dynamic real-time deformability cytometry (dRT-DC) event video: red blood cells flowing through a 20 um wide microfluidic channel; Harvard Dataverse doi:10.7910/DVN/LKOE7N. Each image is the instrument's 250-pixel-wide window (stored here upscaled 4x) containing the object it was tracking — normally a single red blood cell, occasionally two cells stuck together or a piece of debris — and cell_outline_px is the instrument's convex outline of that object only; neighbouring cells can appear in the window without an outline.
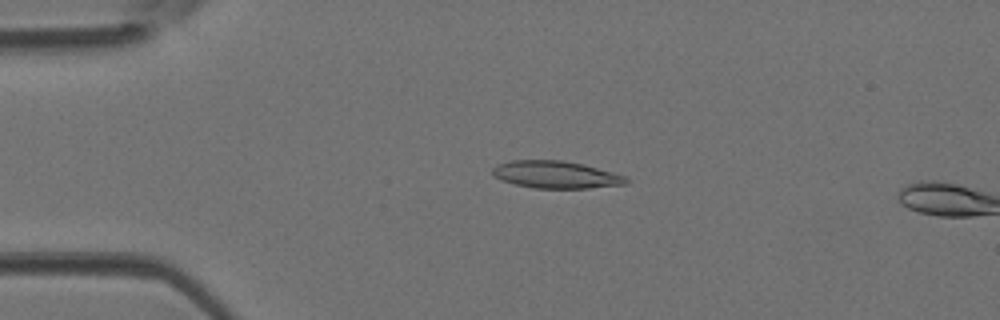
{"species": "Egyptian fruit bat (a non-hibernating species)", "species_latin": "Rousettus aegyptiacus", "temperature_condition": "room temperature", "stored_images_in_passage": 11, "camera_frame_rate_fps": 3000, "um_per_image_px": 0.085, "animal": {"sex": "female"}, "frame": {"image": 1, "passage_image": 10, "time_ms": 3.0, "image_size_px": [1000, 320], "cell_outline_px": [[628, 184], [588, 188], [536, 188], [516, 184], [500, 180], [492, 176], [492, 168], [496, 164], [512, 160], [564, 160], [584, 164], [624, 176], [628, 180]], "centroid_in_image_um": [47.2, 14.84], "position_along_channel_um": 37.8, "area_um2": 21.27}}